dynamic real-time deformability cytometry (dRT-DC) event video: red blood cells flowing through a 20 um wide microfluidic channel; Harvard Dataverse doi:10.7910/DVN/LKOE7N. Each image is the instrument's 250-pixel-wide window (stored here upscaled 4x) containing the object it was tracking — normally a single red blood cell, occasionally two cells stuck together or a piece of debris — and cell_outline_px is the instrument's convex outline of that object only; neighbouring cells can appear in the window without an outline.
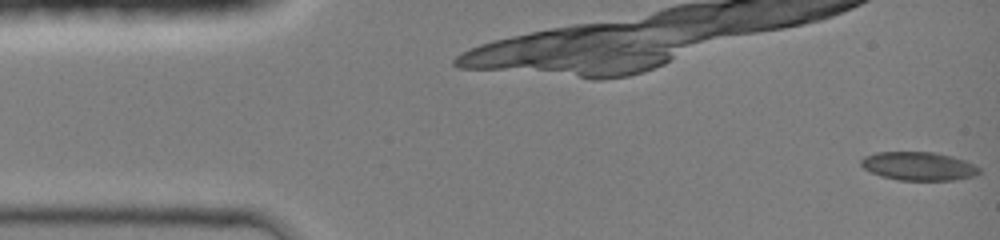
{"species": "common noctule bat (a hibernating species)", "species_latin": "Nyctalus noctula", "temperature_condition": "room temperature", "stored_images_in_passage": 45, "camera_frame_rate_fps": 3000, "um_per_image_px": 0.085, "animal": {"sex": "female", "body_mass_g": 19.0, "forearm_length_mm": 51.5}, "frame": {"image": 1, "passage_image": 1, "time_ms": 0.0, "image_size_px": [1000, 240], "cell_outline_px": [[980, 172], [976, 176], [952, 180], [900, 180], [880, 176], [864, 168], [860, 164], [860, 160], [864, 156], [876, 152], [932, 152], [952, 156], [964, 160], [980, 168]], "centroid_in_image_um": [78.07, 14.12], "position_along_channel_um": 6.9, "area_um2": 19.59}}
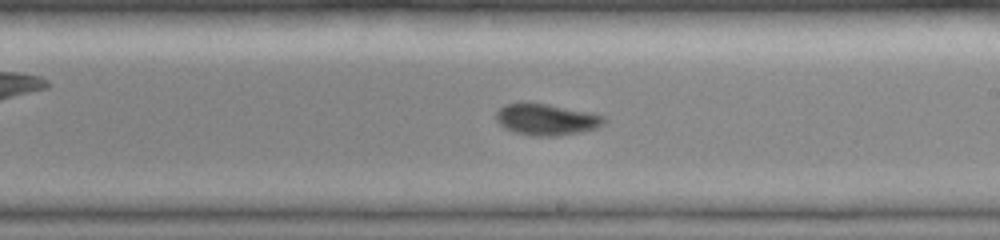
{"frame": {"image": 2, "passage_image": 26, "time_ms": 8.333, "image_size_px": [1000, 240], "cell_outline_px": [[608, 120], [604, 124], [596, 128], [580, 132], [556, 136], [532, 136], [516, 132], [504, 128], [496, 120], [496, 112], [504, 104], [520, 100], [524, 100], [548, 104], [592, 112], [604, 116]], "centroid_in_image_um": [46.43, 10.12], "position_along_channel_um": 242.6, "area_um2": 20.35}}
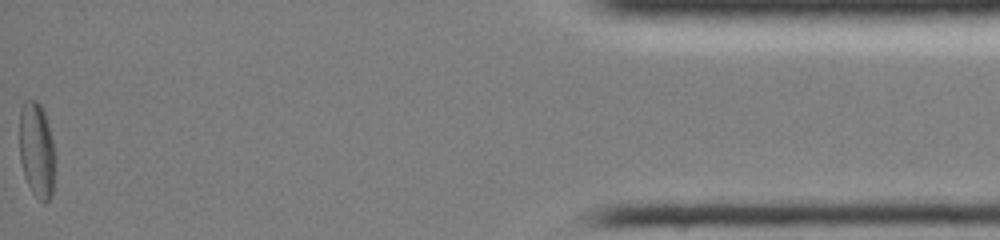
{"frame": {"image": 3, "passage_image": 45, "time_ms": 14.667, "image_size_px": [1000, 240], "cell_outline_px": [[56, 160], [52, 196], [44, 204], [32, 192], [24, 176], [20, 160], [20, 108], [24, 100], [36, 100], [40, 104], [44, 112], [48, 124], [56, 156]], "centroid_in_image_um": [3.14, 12.78], "position_along_channel_um": 432.1, "area_um2": 20.11}, "authors_computed_cell_mechanics": {"area_um2": 19.652, "velocity_mm_per_s": 4.2871, "shape_relaxation_time_tau1_ms": 10.8935, "shape_relaxation_time_tau2_ms": 2.7964, "deformation_change_tau1": 0.2138, "deformation_change_tau2": 0.0562}}